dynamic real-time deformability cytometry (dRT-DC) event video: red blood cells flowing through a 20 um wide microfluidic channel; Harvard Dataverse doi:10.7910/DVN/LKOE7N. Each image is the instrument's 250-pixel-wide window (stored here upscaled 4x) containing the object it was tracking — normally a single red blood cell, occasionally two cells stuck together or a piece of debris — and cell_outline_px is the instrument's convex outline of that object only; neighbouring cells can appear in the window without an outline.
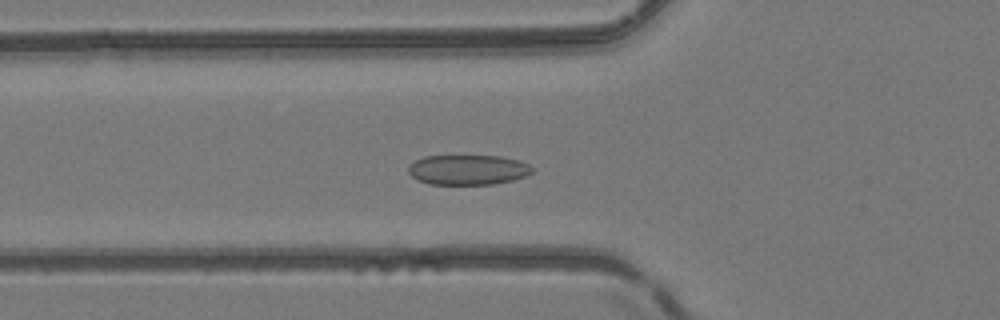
{"species": "common noctule bat (a hibernating species)", "species_latin": "Nyctalus noctula", "temperature_condition": "room temperature", "stored_images_in_passage": 42, "camera_frame_rate_fps": 3000, "um_per_image_px": 0.085, "animal": {"sex": "female", "body_mass_g": 24.6, "forearm_length_mm": 56.2}, "frame": {"image": 1, "passage_image": 10, "time_ms": 3.0, "image_size_px": [1000, 320], "cell_outline_px": [[536, 168], [532, 172], [524, 176], [512, 180], [492, 184], [428, 184], [416, 180], [408, 172], [408, 164], [424, 156], [500, 156], [516, 160], [528, 164]], "centroid_in_image_um": [39.74, 14.43], "position_along_channel_um": 86.1, "area_um2": 21.68}}
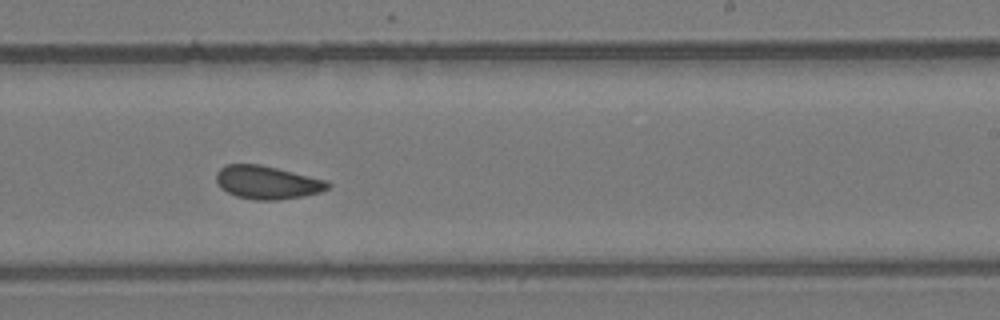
{"frame": {"image": 2, "passage_image": 23, "time_ms": 7.333, "image_size_px": [1000, 320], "cell_outline_px": [[332, 184], [328, 188], [320, 192], [304, 196], [280, 200], [256, 200], [236, 196], [220, 188], [216, 180], [216, 172], [220, 168], [228, 164], [260, 164], [324, 180]], "centroid_in_image_um": [22.68, 15.51], "position_along_channel_um": 266.3, "area_um2": 21.44}}
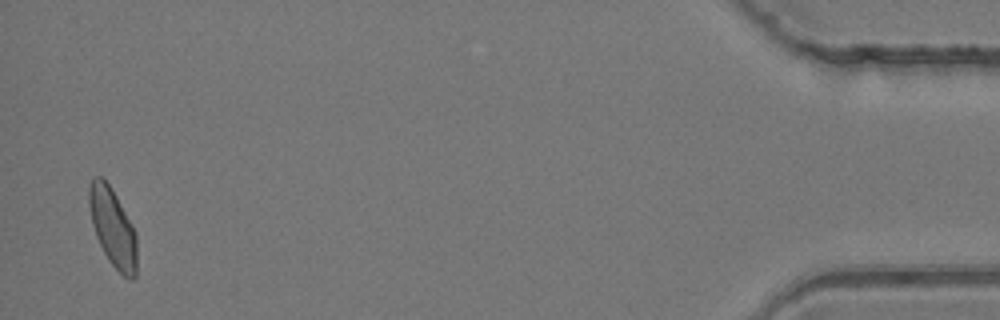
{"frame": {"image": 3, "passage_image": 41, "time_ms": 13.333, "image_size_px": [1000, 320], "cell_outline_px": [[136, 276], [132, 280], [124, 276], [108, 260], [96, 236], [92, 224], [88, 204], [88, 184], [92, 176], [100, 176], [112, 188], [132, 224], [136, 232]], "centroid_in_image_um": [9.56, 19.3], "position_along_channel_um": 425.6, "area_um2": 21.91}, "authors_computed_cell_mechanics": {"area_um2": 21.5883, "velocity_mm_per_s": 4.1521, "shape_relaxation_time_tau1_ms": 5.1599, "shape_relaxation_time_tau2_ms": 2.375, "deformation_change_tau1": 0.0946, "deformation_change_tau2": 0.0731}}